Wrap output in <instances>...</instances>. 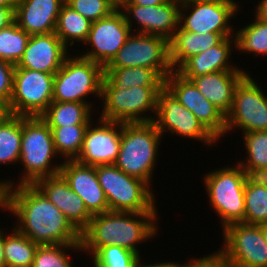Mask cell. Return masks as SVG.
I'll return each mask as SVG.
<instances>
[{
    "mask_svg": "<svg viewBox=\"0 0 267 267\" xmlns=\"http://www.w3.org/2000/svg\"><path fill=\"white\" fill-rule=\"evenodd\" d=\"M5 209L18 218L15 228L38 245L81 244V233L34 184L6 187Z\"/></svg>",
    "mask_w": 267,
    "mask_h": 267,
    "instance_id": "6da1fadb",
    "label": "cell"
},
{
    "mask_svg": "<svg viewBox=\"0 0 267 267\" xmlns=\"http://www.w3.org/2000/svg\"><path fill=\"white\" fill-rule=\"evenodd\" d=\"M157 215L158 212L123 211L93 215L81 232L82 251L93 256L101 247L117 245L140 256L137 244L155 236Z\"/></svg>",
    "mask_w": 267,
    "mask_h": 267,
    "instance_id": "7a4b0ae2",
    "label": "cell"
},
{
    "mask_svg": "<svg viewBox=\"0 0 267 267\" xmlns=\"http://www.w3.org/2000/svg\"><path fill=\"white\" fill-rule=\"evenodd\" d=\"M57 156L48 124L40 116H22L20 163L25 172L19 183L2 181L5 188L14 184H34L38 179L59 174L62 163L53 167L51 162Z\"/></svg>",
    "mask_w": 267,
    "mask_h": 267,
    "instance_id": "3957f363",
    "label": "cell"
},
{
    "mask_svg": "<svg viewBox=\"0 0 267 267\" xmlns=\"http://www.w3.org/2000/svg\"><path fill=\"white\" fill-rule=\"evenodd\" d=\"M161 139L162 135L153 121L121 122V146L114 165L150 186Z\"/></svg>",
    "mask_w": 267,
    "mask_h": 267,
    "instance_id": "277c9868",
    "label": "cell"
},
{
    "mask_svg": "<svg viewBox=\"0 0 267 267\" xmlns=\"http://www.w3.org/2000/svg\"><path fill=\"white\" fill-rule=\"evenodd\" d=\"M164 87L134 86L117 89L103 77L101 100L104 101V106L100 119L122 123L152 122L155 116L144 114L150 110L156 115L158 92Z\"/></svg>",
    "mask_w": 267,
    "mask_h": 267,
    "instance_id": "5b68a950",
    "label": "cell"
},
{
    "mask_svg": "<svg viewBox=\"0 0 267 267\" xmlns=\"http://www.w3.org/2000/svg\"><path fill=\"white\" fill-rule=\"evenodd\" d=\"M95 171L110 211L157 212L150 186L114 164L97 165Z\"/></svg>",
    "mask_w": 267,
    "mask_h": 267,
    "instance_id": "8992f818",
    "label": "cell"
},
{
    "mask_svg": "<svg viewBox=\"0 0 267 267\" xmlns=\"http://www.w3.org/2000/svg\"><path fill=\"white\" fill-rule=\"evenodd\" d=\"M204 183L211 207L222 220L223 229L232 223H244L245 172L237 163L206 173Z\"/></svg>",
    "mask_w": 267,
    "mask_h": 267,
    "instance_id": "52a82bcc",
    "label": "cell"
},
{
    "mask_svg": "<svg viewBox=\"0 0 267 267\" xmlns=\"http://www.w3.org/2000/svg\"><path fill=\"white\" fill-rule=\"evenodd\" d=\"M104 67L79 55L69 56L54 75L53 101L89 104L85 97L101 99Z\"/></svg>",
    "mask_w": 267,
    "mask_h": 267,
    "instance_id": "ba28073f",
    "label": "cell"
},
{
    "mask_svg": "<svg viewBox=\"0 0 267 267\" xmlns=\"http://www.w3.org/2000/svg\"><path fill=\"white\" fill-rule=\"evenodd\" d=\"M54 74L15 67L10 107L13 115L41 116L53 102Z\"/></svg>",
    "mask_w": 267,
    "mask_h": 267,
    "instance_id": "9c48e42d",
    "label": "cell"
},
{
    "mask_svg": "<svg viewBox=\"0 0 267 267\" xmlns=\"http://www.w3.org/2000/svg\"><path fill=\"white\" fill-rule=\"evenodd\" d=\"M247 73L237 84L230 111L225 116L226 131L238 127L243 133L267 131V96Z\"/></svg>",
    "mask_w": 267,
    "mask_h": 267,
    "instance_id": "30bf717a",
    "label": "cell"
},
{
    "mask_svg": "<svg viewBox=\"0 0 267 267\" xmlns=\"http://www.w3.org/2000/svg\"><path fill=\"white\" fill-rule=\"evenodd\" d=\"M106 67H146L156 69L165 79L173 71L169 41L158 35L131 32L125 44Z\"/></svg>",
    "mask_w": 267,
    "mask_h": 267,
    "instance_id": "8fae6325",
    "label": "cell"
},
{
    "mask_svg": "<svg viewBox=\"0 0 267 267\" xmlns=\"http://www.w3.org/2000/svg\"><path fill=\"white\" fill-rule=\"evenodd\" d=\"M238 6L234 0L181 2L179 26L193 33L214 32L220 33L224 38L231 37L235 31L229 22L231 17L235 18ZM181 10H185L184 13ZM188 10L190 13L186 15Z\"/></svg>",
    "mask_w": 267,
    "mask_h": 267,
    "instance_id": "7c38bea8",
    "label": "cell"
},
{
    "mask_svg": "<svg viewBox=\"0 0 267 267\" xmlns=\"http://www.w3.org/2000/svg\"><path fill=\"white\" fill-rule=\"evenodd\" d=\"M218 251L233 267H267V242L259 225L232 223L223 229Z\"/></svg>",
    "mask_w": 267,
    "mask_h": 267,
    "instance_id": "4fadbf2b",
    "label": "cell"
},
{
    "mask_svg": "<svg viewBox=\"0 0 267 267\" xmlns=\"http://www.w3.org/2000/svg\"><path fill=\"white\" fill-rule=\"evenodd\" d=\"M153 122L162 136L165 131H170L171 135L174 133L183 138L195 139L208 146L218 141L166 87L158 92L157 111Z\"/></svg>",
    "mask_w": 267,
    "mask_h": 267,
    "instance_id": "5bb4252c",
    "label": "cell"
},
{
    "mask_svg": "<svg viewBox=\"0 0 267 267\" xmlns=\"http://www.w3.org/2000/svg\"><path fill=\"white\" fill-rule=\"evenodd\" d=\"M125 16L120 9H116L107 17L92 22L85 44L93 48L81 57L102 65L104 68L117 55L131 34Z\"/></svg>",
    "mask_w": 267,
    "mask_h": 267,
    "instance_id": "9a60e30c",
    "label": "cell"
},
{
    "mask_svg": "<svg viewBox=\"0 0 267 267\" xmlns=\"http://www.w3.org/2000/svg\"><path fill=\"white\" fill-rule=\"evenodd\" d=\"M165 87L217 140L225 135V115L203 96L191 80L173 70L165 79Z\"/></svg>",
    "mask_w": 267,
    "mask_h": 267,
    "instance_id": "2e32d148",
    "label": "cell"
},
{
    "mask_svg": "<svg viewBox=\"0 0 267 267\" xmlns=\"http://www.w3.org/2000/svg\"><path fill=\"white\" fill-rule=\"evenodd\" d=\"M180 5V0H168L156 6L123 5L120 10L132 32L158 35L170 41L179 27ZM134 19L141 29L132 30Z\"/></svg>",
    "mask_w": 267,
    "mask_h": 267,
    "instance_id": "e0dca14e",
    "label": "cell"
},
{
    "mask_svg": "<svg viewBox=\"0 0 267 267\" xmlns=\"http://www.w3.org/2000/svg\"><path fill=\"white\" fill-rule=\"evenodd\" d=\"M91 124L86 130L82 150L76 161L90 166L114 164L121 146V122L99 118V125Z\"/></svg>",
    "mask_w": 267,
    "mask_h": 267,
    "instance_id": "ac0fdd59",
    "label": "cell"
},
{
    "mask_svg": "<svg viewBox=\"0 0 267 267\" xmlns=\"http://www.w3.org/2000/svg\"><path fill=\"white\" fill-rule=\"evenodd\" d=\"M59 173L73 192L83 199L86 209L92 216L110 211L95 166L84 165L76 160H66L62 163Z\"/></svg>",
    "mask_w": 267,
    "mask_h": 267,
    "instance_id": "d6986e66",
    "label": "cell"
},
{
    "mask_svg": "<svg viewBox=\"0 0 267 267\" xmlns=\"http://www.w3.org/2000/svg\"><path fill=\"white\" fill-rule=\"evenodd\" d=\"M34 185L66 216L80 233L88 226L92 215L86 209L83 199L73 192L60 173L38 179Z\"/></svg>",
    "mask_w": 267,
    "mask_h": 267,
    "instance_id": "ffe728a7",
    "label": "cell"
},
{
    "mask_svg": "<svg viewBox=\"0 0 267 267\" xmlns=\"http://www.w3.org/2000/svg\"><path fill=\"white\" fill-rule=\"evenodd\" d=\"M68 48L54 33L32 35L15 67L54 74L68 57Z\"/></svg>",
    "mask_w": 267,
    "mask_h": 267,
    "instance_id": "44dd1931",
    "label": "cell"
},
{
    "mask_svg": "<svg viewBox=\"0 0 267 267\" xmlns=\"http://www.w3.org/2000/svg\"><path fill=\"white\" fill-rule=\"evenodd\" d=\"M65 0H17L14 22L30 36L55 32Z\"/></svg>",
    "mask_w": 267,
    "mask_h": 267,
    "instance_id": "7402d4cb",
    "label": "cell"
},
{
    "mask_svg": "<svg viewBox=\"0 0 267 267\" xmlns=\"http://www.w3.org/2000/svg\"><path fill=\"white\" fill-rule=\"evenodd\" d=\"M245 71H219L191 79L197 89L225 116L232 107L234 92Z\"/></svg>",
    "mask_w": 267,
    "mask_h": 267,
    "instance_id": "603a6c76",
    "label": "cell"
},
{
    "mask_svg": "<svg viewBox=\"0 0 267 267\" xmlns=\"http://www.w3.org/2000/svg\"><path fill=\"white\" fill-rule=\"evenodd\" d=\"M232 37L223 38L217 45L190 57L177 72L184 78L191 80L194 77L213 72L244 71L237 66L233 67L234 65H230L228 62L231 58V51H233V44L235 48V38L233 37V40Z\"/></svg>",
    "mask_w": 267,
    "mask_h": 267,
    "instance_id": "cb8c5ba5",
    "label": "cell"
},
{
    "mask_svg": "<svg viewBox=\"0 0 267 267\" xmlns=\"http://www.w3.org/2000/svg\"><path fill=\"white\" fill-rule=\"evenodd\" d=\"M223 38L220 33H193L179 26L169 41L172 69L177 71L190 57L217 45Z\"/></svg>",
    "mask_w": 267,
    "mask_h": 267,
    "instance_id": "d4e9b609",
    "label": "cell"
},
{
    "mask_svg": "<svg viewBox=\"0 0 267 267\" xmlns=\"http://www.w3.org/2000/svg\"><path fill=\"white\" fill-rule=\"evenodd\" d=\"M104 77L117 89L134 86H165V78L146 67H105Z\"/></svg>",
    "mask_w": 267,
    "mask_h": 267,
    "instance_id": "484cf974",
    "label": "cell"
},
{
    "mask_svg": "<svg viewBox=\"0 0 267 267\" xmlns=\"http://www.w3.org/2000/svg\"><path fill=\"white\" fill-rule=\"evenodd\" d=\"M81 102L53 101L40 116L49 127H63L91 123V107Z\"/></svg>",
    "mask_w": 267,
    "mask_h": 267,
    "instance_id": "4316f807",
    "label": "cell"
},
{
    "mask_svg": "<svg viewBox=\"0 0 267 267\" xmlns=\"http://www.w3.org/2000/svg\"><path fill=\"white\" fill-rule=\"evenodd\" d=\"M91 24L92 22L76 12L65 2L59 12L54 33L68 48L69 43L71 46L75 43L74 41L85 43Z\"/></svg>",
    "mask_w": 267,
    "mask_h": 267,
    "instance_id": "83f0119b",
    "label": "cell"
},
{
    "mask_svg": "<svg viewBox=\"0 0 267 267\" xmlns=\"http://www.w3.org/2000/svg\"><path fill=\"white\" fill-rule=\"evenodd\" d=\"M13 228L10 234L5 233L4 237L6 267H32L38 244Z\"/></svg>",
    "mask_w": 267,
    "mask_h": 267,
    "instance_id": "f1b7e54d",
    "label": "cell"
},
{
    "mask_svg": "<svg viewBox=\"0 0 267 267\" xmlns=\"http://www.w3.org/2000/svg\"><path fill=\"white\" fill-rule=\"evenodd\" d=\"M89 124L49 127L52 130L55 151L66 160H76L82 150Z\"/></svg>",
    "mask_w": 267,
    "mask_h": 267,
    "instance_id": "f546056e",
    "label": "cell"
},
{
    "mask_svg": "<svg viewBox=\"0 0 267 267\" xmlns=\"http://www.w3.org/2000/svg\"><path fill=\"white\" fill-rule=\"evenodd\" d=\"M22 138V116L13 115L0 124V164L20 161Z\"/></svg>",
    "mask_w": 267,
    "mask_h": 267,
    "instance_id": "4dcf8cb0",
    "label": "cell"
},
{
    "mask_svg": "<svg viewBox=\"0 0 267 267\" xmlns=\"http://www.w3.org/2000/svg\"><path fill=\"white\" fill-rule=\"evenodd\" d=\"M251 24L240 28L235 33V48L242 53L249 52L254 55H267V21L254 17Z\"/></svg>",
    "mask_w": 267,
    "mask_h": 267,
    "instance_id": "1f68e13d",
    "label": "cell"
},
{
    "mask_svg": "<svg viewBox=\"0 0 267 267\" xmlns=\"http://www.w3.org/2000/svg\"><path fill=\"white\" fill-rule=\"evenodd\" d=\"M30 35L15 22L0 30V59L17 65L22 58Z\"/></svg>",
    "mask_w": 267,
    "mask_h": 267,
    "instance_id": "d6a6232c",
    "label": "cell"
},
{
    "mask_svg": "<svg viewBox=\"0 0 267 267\" xmlns=\"http://www.w3.org/2000/svg\"><path fill=\"white\" fill-rule=\"evenodd\" d=\"M244 205L245 224L259 225L267 222V187L252 185L246 181Z\"/></svg>",
    "mask_w": 267,
    "mask_h": 267,
    "instance_id": "836d02e7",
    "label": "cell"
},
{
    "mask_svg": "<svg viewBox=\"0 0 267 267\" xmlns=\"http://www.w3.org/2000/svg\"><path fill=\"white\" fill-rule=\"evenodd\" d=\"M67 249L82 251L81 244L38 245L32 267H73Z\"/></svg>",
    "mask_w": 267,
    "mask_h": 267,
    "instance_id": "e575fe53",
    "label": "cell"
},
{
    "mask_svg": "<svg viewBox=\"0 0 267 267\" xmlns=\"http://www.w3.org/2000/svg\"><path fill=\"white\" fill-rule=\"evenodd\" d=\"M247 161H238L242 168H267V131H253L243 134Z\"/></svg>",
    "mask_w": 267,
    "mask_h": 267,
    "instance_id": "d590c367",
    "label": "cell"
},
{
    "mask_svg": "<svg viewBox=\"0 0 267 267\" xmlns=\"http://www.w3.org/2000/svg\"><path fill=\"white\" fill-rule=\"evenodd\" d=\"M94 267H135L140 256L117 245L101 247L93 256Z\"/></svg>",
    "mask_w": 267,
    "mask_h": 267,
    "instance_id": "8d00e7d4",
    "label": "cell"
},
{
    "mask_svg": "<svg viewBox=\"0 0 267 267\" xmlns=\"http://www.w3.org/2000/svg\"><path fill=\"white\" fill-rule=\"evenodd\" d=\"M65 2L90 22L107 17L116 10L109 0H65Z\"/></svg>",
    "mask_w": 267,
    "mask_h": 267,
    "instance_id": "74e56055",
    "label": "cell"
},
{
    "mask_svg": "<svg viewBox=\"0 0 267 267\" xmlns=\"http://www.w3.org/2000/svg\"><path fill=\"white\" fill-rule=\"evenodd\" d=\"M15 65L0 59V98L10 102Z\"/></svg>",
    "mask_w": 267,
    "mask_h": 267,
    "instance_id": "f35d334b",
    "label": "cell"
},
{
    "mask_svg": "<svg viewBox=\"0 0 267 267\" xmlns=\"http://www.w3.org/2000/svg\"><path fill=\"white\" fill-rule=\"evenodd\" d=\"M182 267H233L227 259L219 252H213V254L206 255L205 257H200L194 259Z\"/></svg>",
    "mask_w": 267,
    "mask_h": 267,
    "instance_id": "ab89813d",
    "label": "cell"
},
{
    "mask_svg": "<svg viewBox=\"0 0 267 267\" xmlns=\"http://www.w3.org/2000/svg\"><path fill=\"white\" fill-rule=\"evenodd\" d=\"M249 184L267 187V168H242Z\"/></svg>",
    "mask_w": 267,
    "mask_h": 267,
    "instance_id": "60d3db41",
    "label": "cell"
},
{
    "mask_svg": "<svg viewBox=\"0 0 267 267\" xmlns=\"http://www.w3.org/2000/svg\"><path fill=\"white\" fill-rule=\"evenodd\" d=\"M15 7H0V30L14 23Z\"/></svg>",
    "mask_w": 267,
    "mask_h": 267,
    "instance_id": "b9f144b4",
    "label": "cell"
},
{
    "mask_svg": "<svg viewBox=\"0 0 267 267\" xmlns=\"http://www.w3.org/2000/svg\"><path fill=\"white\" fill-rule=\"evenodd\" d=\"M13 116L10 102L0 98V124L6 122L10 117Z\"/></svg>",
    "mask_w": 267,
    "mask_h": 267,
    "instance_id": "7bdbcfd3",
    "label": "cell"
},
{
    "mask_svg": "<svg viewBox=\"0 0 267 267\" xmlns=\"http://www.w3.org/2000/svg\"><path fill=\"white\" fill-rule=\"evenodd\" d=\"M168 0H129L124 5H139V6H156L161 5Z\"/></svg>",
    "mask_w": 267,
    "mask_h": 267,
    "instance_id": "ee69618b",
    "label": "cell"
},
{
    "mask_svg": "<svg viewBox=\"0 0 267 267\" xmlns=\"http://www.w3.org/2000/svg\"><path fill=\"white\" fill-rule=\"evenodd\" d=\"M259 4L255 7L256 17L267 21V0H261Z\"/></svg>",
    "mask_w": 267,
    "mask_h": 267,
    "instance_id": "f6af8a7d",
    "label": "cell"
},
{
    "mask_svg": "<svg viewBox=\"0 0 267 267\" xmlns=\"http://www.w3.org/2000/svg\"><path fill=\"white\" fill-rule=\"evenodd\" d=\"M140 260H141V258H139V260L137 261V263H136V266L135 267H182V265H180V264H178V262L177 263H175V262H171V261H169V262H163V263H157V264H141V262H140Z\"/></svg>",
    "mask_w": 267,
    "mask_h": 267,
    "instance_id": "bcb514c9",
    "label": "cell"
},
{
    "mask_svg": "<svg viewBox=\"0 0 267 267\" xmlns=\"http://www.w3.org/2000/svg\"><path fill=\"white\" fill-rule=\"evenodd\" d=\"M4 237V231L0 230V267H6V261L4 256Z\"/></svg>",
    "mask_w": 267,
    "mask_h": 267,
    "instance_id": "7dc6e473",
    "label": "cell"
},
{
    "mask_svg": "<svg viewBox=\"0 0 267 267\" xmlns=\"http://www.w3.org/2000/svg\"><path fill=\"white\" fill-rule=\"evenodd\" d=\"M5 185L3 182H0V207L1 209L5 208Z\"/></svg>",
    "mask_w": 267,
    "mask_h": 267,
    "instance_id": "c3c4849f",
    "label": "cell"
},
{
    "mask_svg": "<svg viewBox=\"0 0 267 267\" xmlns=\"http://www.w3.org/2000/svg\"><path fill=\"white\" fill-rule=\"evenodd\" d=\"M17 0H0V7H15Z\"/></svg>",
    "mask_w": 267,
    "mask_h": 267,
    "instance_id": "681fc988",
    "label": "cell"
},
{
    "mask_svg": "<svg viewBox=\"0 0 267 267\" xmlns=\"http://www.w3.org/2000/svg\"><path fill=\"white\" fill-rule=\"evenodd\" d=\"M109 1L116 7V9H120L129 0H109Z\"/></svg>",
    "mask_w": 267,
    "mask_h": 267,
    "instance_id": "f907efd6",
    "label": "cell"
},
{
    "mask_svg": "<svg viewBox=\"0 0 267 267\" xmlns=\"http://www.w3.org/2000/svg\"><path fill=\"white\" fill-rule=\"evenodd\" d=\"M264 240L267 242V222L259 224Z\"/></svg>",
    "mask_w": 267,
    "mask_h": 267,
    "instance_id": "816d5d0a",
    "label": "cell"
},
{
    "mask_svg": "<svg viewBox=\"0 0 267 267\" xmlns=\"http://www.w3.org/2000/svg\"><path fill=\"white\" fill-rule=\"evenodd\" d=\"M192 1H214V0H180V2H192Z\"/></svg>",
    "mask_w": 267,
    "mask_h": 267,
    "instance_id": "f5cc1de1",
    "label": "cell"
}]
</instances>
